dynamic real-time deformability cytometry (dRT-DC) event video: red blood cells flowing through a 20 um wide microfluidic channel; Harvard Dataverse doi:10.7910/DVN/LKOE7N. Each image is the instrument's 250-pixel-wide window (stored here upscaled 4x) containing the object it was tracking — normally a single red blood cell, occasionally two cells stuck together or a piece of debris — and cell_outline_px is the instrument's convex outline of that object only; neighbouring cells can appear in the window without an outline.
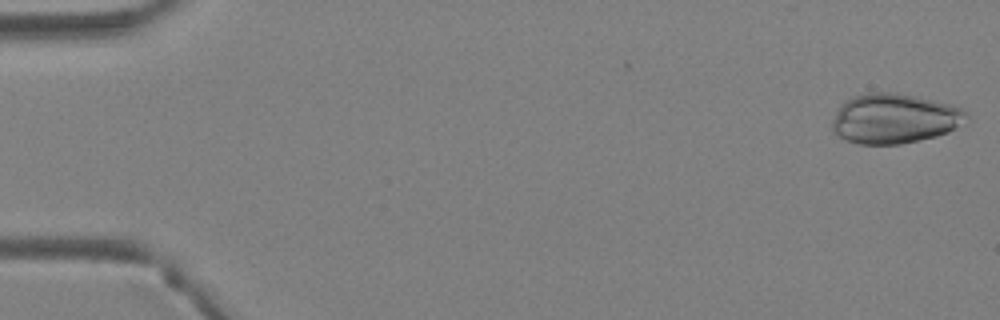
{"species": "Egyptian fruit bat (a non-hibernating species)", "species_latin": "Rousettus aegyptiacus", "temperature_condition": "warm", "stored_images_in_passage": 4, "camera_frame_rate_fps": 3000, "um_per_image_px": 0.085, "animal": {"sex": "female"}, "frame": {"image": 1, "passage_image": 1, "time_ms": 0.0, "image_size_px": [1000, 320], "cell_outline_px": [[968, 116], [948, 132], [936, 136], [900, 144], [860, 144], [848, 140], [832, 132], [832, 120], [840, 104], [856, 96], [868, 92], [896, 92], [916, 96], [948, 104], [960, 108], [968, 112]], "centroid_in_image_um": [75.98, 10.07], "position_along_channel_um": 9.0, "area_um2": 38.55}}